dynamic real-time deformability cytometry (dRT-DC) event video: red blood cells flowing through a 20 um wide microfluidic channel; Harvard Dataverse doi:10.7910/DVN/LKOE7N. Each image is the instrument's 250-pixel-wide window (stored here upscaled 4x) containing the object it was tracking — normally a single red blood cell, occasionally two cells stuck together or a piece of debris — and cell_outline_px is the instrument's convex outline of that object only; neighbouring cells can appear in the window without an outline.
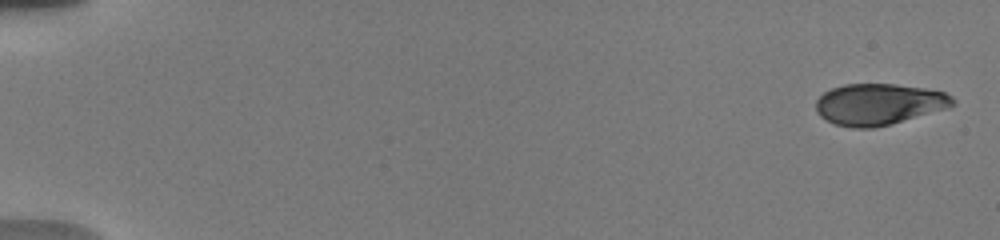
{"species": "human", "species_latin": "Homo sapiens", "temperature_condition": "warm", "stored_images_in_passage": 31, "camera_frame_rate_fps": 3000, "um_per_image_px": 0.085, "donor": {"sex": "male"}, "frame": {"image": 1, "passage_image": 1, "time_ms": 0.0, "image_size_px": [1000, 240], "cell_outline_px": [[956, 104], [948, 108], [892, 124], [872, 128], [852, 128], [836, 124], [820, 116], [816, 112], [816, 100], [824, 92], [832, 88], [844, 84], [896, 84], [924, 88], [944, 92], [952, 96], [956, 100]], "centroid_in_image_um": [74.72, 8.86], "position_along_channel_um": 10.3, "area_um2": 33.06}}
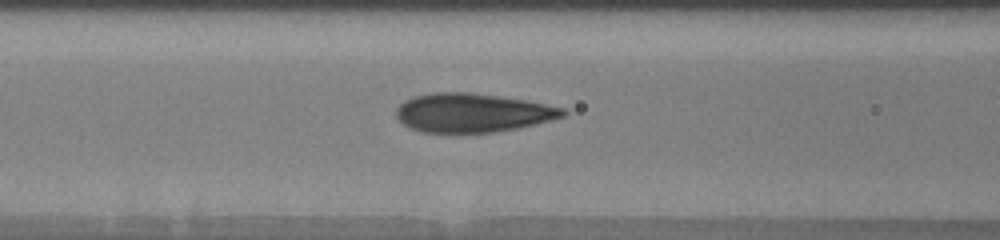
{"frame": {"image": 2, "passage_image": 19, "time_ms": 7.667, "image_size_px": [1000, 240], "cell_outline_px": [[568, 112], [564, 116], [516, 128], [492, 132], [420, 132], [404, 124], [396, 116], [396, 108], [404, 100], [412, 96], [432, 92], [472, 92], [528, 100], [564, 108]], "centroid_in_image_um": [40.13, 9.56], "position_along_channel_um": 126.5, "area_um2": 37.63}}
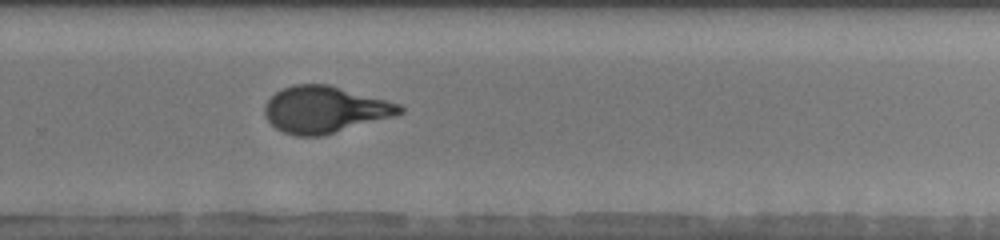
{"frame": {"image": 3, "passage_image": 31, "time_ms": 12.333, "image_size_px": [1000, 240], "cell_outline_px": [[404, 112], [392, 116], [320, 136], [296, 136], [284, 132], [276, 128], [268, 120], [264, 112], [264, 104], [276, 92], [292, 84], [328, 84], [400, 104], [404, 108]], "centroid_in_image_um": [27.57, 9.3], "position_along_channel_um": 302.2, "area_um2": 36.18}}